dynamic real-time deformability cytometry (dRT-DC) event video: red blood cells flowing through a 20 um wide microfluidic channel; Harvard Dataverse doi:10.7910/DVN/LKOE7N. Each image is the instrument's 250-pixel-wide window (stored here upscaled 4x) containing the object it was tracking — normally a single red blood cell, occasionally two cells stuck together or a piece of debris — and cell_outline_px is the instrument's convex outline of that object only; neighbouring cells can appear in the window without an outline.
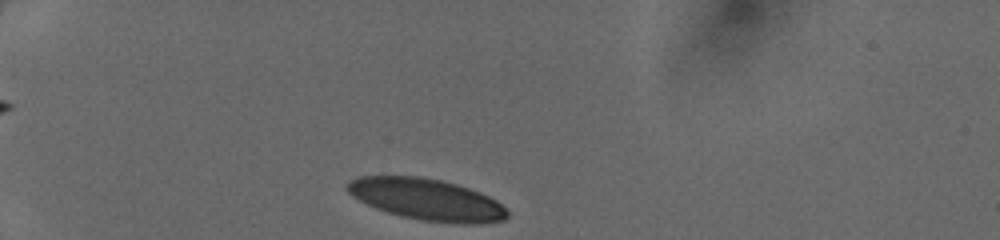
{"species": "human", "species_latin": "Homo sapiens", "temperature_condition": "cold", "stored_images_in_passage": 30, "camera_frame_rate_fps": 3000, "um_per_image_px": 0.085, "donor": {"sex": "female"}, "frame": {"image": 1, "passage_image": 1, "time_ms": 0.0, "image_size_px": [1000, 240], "cell_outline_px": [[508, 216], [504, 220], [480, 224], [460, 224], [420, 220], [400, 216], [376, 208], [352, 196], [344, 188], [344, 184], [348, 180], [360, 176], [420, 176], [440, 180], [456, 184], [480, 192], [496, 200], [508, 212]], "centroid_in_image_um": [36.24, 16.95], "position_along_channel_um": 48.8, "area_um2": 38.84}}
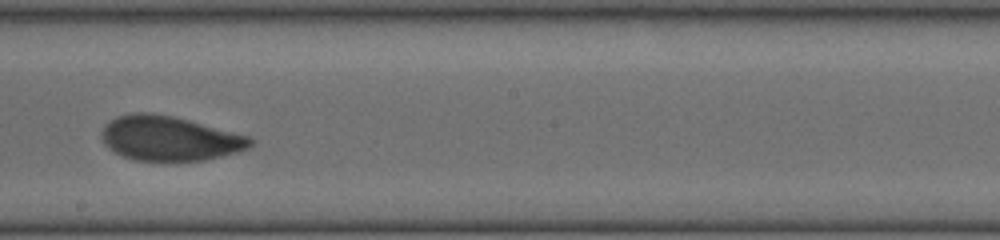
{"frame": {"image": 2, "passage_image": 17, "time_ms": 5.333, "image_size_px": [1000, 240], "cell_outline_px": [[256, 140], [248, 148], [240, 152], [204, 160], [176, 164], [168, 164], [132, 160], [108, 148], [104, 144], [100, 136], [100, 132], [104, 124], [120, 116], [136, 112], [152, 112], [172, 116], [188, 120], [248, 136]], "centroid_in_image_um": [14.39, 11.82], "position_along_channel_um": 233.8, "area_um2": 39.65}}
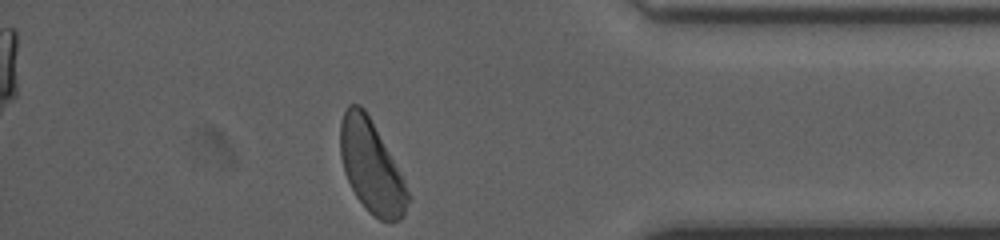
{"frame": {"image": 3, "passage_image": 30, "time_ms": 9.667, "image_size_px": [1000, 240], "cell_outline_px": [[412, 200], [404, 216], [400, 220], [380, 220], [368, 212], [356, 196], [344, 172], [340, 156], [340, 120], [348, 104], [360, 104], [364, 108], [404, 180], [412, 196]], "centroid_in_image_um": [31.57, 14.2], "position_along_channel_um": 403.6, "area_um2": 36.18}}